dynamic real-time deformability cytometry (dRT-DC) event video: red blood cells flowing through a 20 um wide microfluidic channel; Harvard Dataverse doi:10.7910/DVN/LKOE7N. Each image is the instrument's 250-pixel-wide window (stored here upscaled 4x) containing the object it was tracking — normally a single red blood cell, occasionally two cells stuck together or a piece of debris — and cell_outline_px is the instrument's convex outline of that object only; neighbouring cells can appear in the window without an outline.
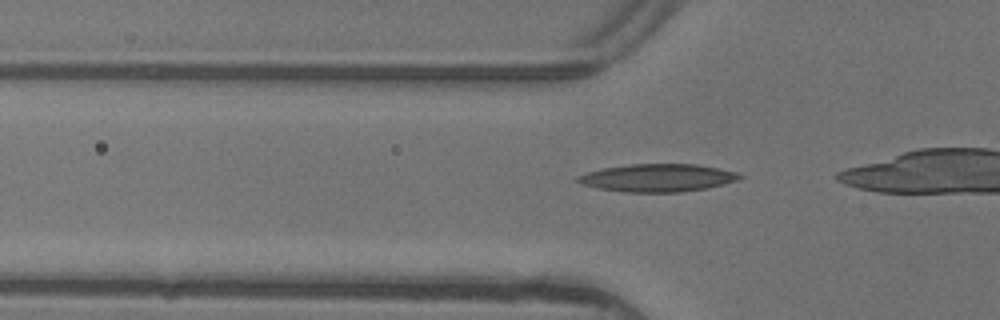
{"species": "common noctule bat (a hibernating species)", "species_latin": "Nyctalus noctula", "temperature_condition": "warm", "stored_images_in_passage": 3, "camera_frame_rate_fps": 3000, "um_per_image_px": 0.085, "animal": {"sex": "female"}, "frame": {"image": 1, "passage_image": 3, "time_ms": 0.667, "image_size_px": [1000, 320], "cell_outline_px": [[744, 176], [736, 180], [724, 184], [708, 188], [680, 192], [624, 192], [600, 188], [580, 184], [576, 180], [576, 176], [588, 172], [604, 168], [632, 164], [696, 164], [736, 172]], "centroid_in_image_um": [55.89, 15.12], "position_along_channel_um": 69.9, "area_um2": 26.01}}